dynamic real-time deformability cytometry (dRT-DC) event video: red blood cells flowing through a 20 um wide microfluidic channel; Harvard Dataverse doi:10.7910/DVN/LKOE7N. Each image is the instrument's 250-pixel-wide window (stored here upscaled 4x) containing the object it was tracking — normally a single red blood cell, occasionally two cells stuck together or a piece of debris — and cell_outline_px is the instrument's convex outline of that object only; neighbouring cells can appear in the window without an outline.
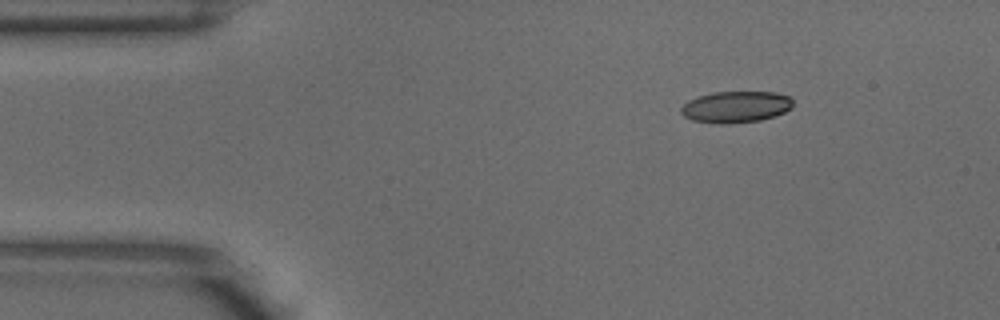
{"species": "common noctule bat (a hibernating species)", "species_latin": "Nyctalus noctula", "temperature_condition": "warm", "stored_images_in_passage": 5, "segment_of_instrument_passage": [2, 2], "camera_frame_rate_fps": 3000, "um_per_image_px": 0.085, "animal": {"sex": "male", "body_mass_g": 18.8}, "frame": {"image": 1, "passage_image": 5, "time_ms": 1.333, "image_size_px": [1000, 320], "cell_outline_px": [[792, 108], [784, 112], [760, 120], [724, 124], [720, 124], [692, 120], [684, 116], [680, 112], [680, 108], [688, 100], [696, 96], [712, 92], [776, 92], [788, 96], [792, 100]], "centroid_in_image_um": [62.51, 9.08], "position_along_channel_um": 22.5, "area_um2": 20.52}}